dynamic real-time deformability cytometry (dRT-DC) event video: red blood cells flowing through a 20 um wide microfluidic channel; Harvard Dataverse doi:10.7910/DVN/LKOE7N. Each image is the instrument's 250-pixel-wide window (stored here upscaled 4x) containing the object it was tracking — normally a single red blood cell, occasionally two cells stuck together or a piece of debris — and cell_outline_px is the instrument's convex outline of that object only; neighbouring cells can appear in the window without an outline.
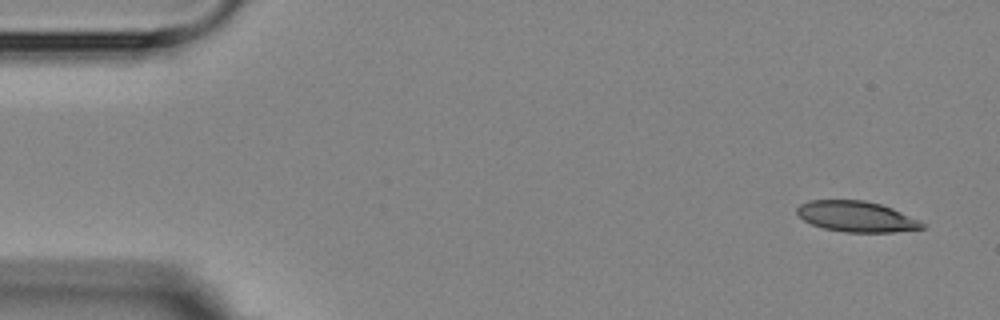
{"species": "Egyptian fruit bat (a non-hibernating species)", "species_latin": "Rousettus aegyptiacus", "temperature_condition": "room temperature", "stored_images_in_passage": 5, "camera_frame_rate_fps": 3000, "um_per_image_px": 0.085, "animal": {"sex": "female"}, "frame": {"image": 1, "passage_image": 1, "time_ms": 0.0, "image_size_px": [1000, 320], "cell_outline_px": [[924, 228], [892, 232], [844, 232], [824, 228], [812, 224], [804, 220], [796, 212], [796, 208], [800, 204], [808, 200], [864, 200], [880, 204], [892, 208], [920, 220], [924, 224]], "centroid_in_image_um": [72.78, 18.4], "position_along_channel_um": 12.2, "area_um2": 22.31}}
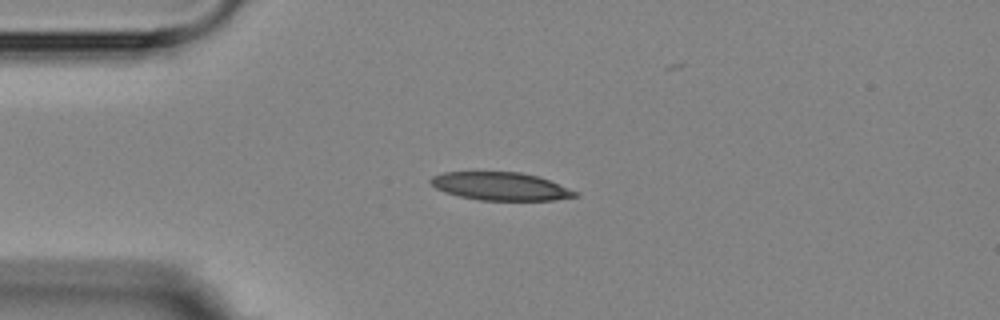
{"frame": {"image": 2, "passage_image": 4, "time_ms": 3.333, "image_size_px": [1000, 320], "cell_outline_px": [[580, 196], [552, 200], [480, 200], [460, 196], [444, 192], [436, 188], [428, 180], [432, 176], [444, 172], [520, 172], [536, 176], [548, 180], [580, 192]], "centroid_in_image_um": [42.56, 15.84], "position_along_channel_um": 42.4, "area_um2": 23.52}}